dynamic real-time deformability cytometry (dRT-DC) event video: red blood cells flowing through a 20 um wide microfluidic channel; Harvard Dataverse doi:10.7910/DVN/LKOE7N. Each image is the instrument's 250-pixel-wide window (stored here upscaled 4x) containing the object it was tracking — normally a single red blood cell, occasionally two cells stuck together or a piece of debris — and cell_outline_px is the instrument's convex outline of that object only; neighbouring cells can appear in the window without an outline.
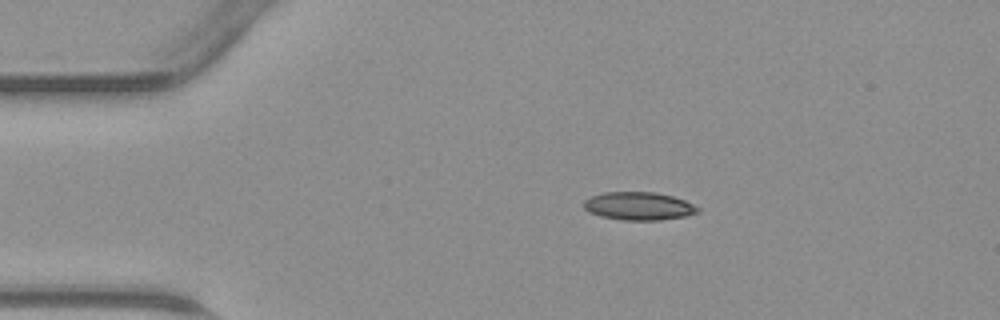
{"species": "common noctule bat (a hibernating species)", "species_latin": "Nyctalus noctula", "temperature_condition": "warm", "stored_images_in_passage": 38, "camera_frame_rate_fps": 3000, "um_per_image_px": 0.085, "animal": {"sex": "male", "body_mass_g": 23.1, "forearm_length_mm": 52.7}, "frame": {"image": 1, "passage_image": 1, "time_ms": 0.0, "image_size_px": [1000, 320], "cell_outline_px": [[700, 212], [684, 216], [660, 220], [620, 220], [600, 216], [588, 212], [584, 208], [584, 200], [592, 196], [604, 192], [656, 192], [672, 196], [684, 200], [700, 208]], "centroid_in_image_um": [54.28, 17.52], "position_along_channel_um": 30.7, "area_um2": 18.67}}
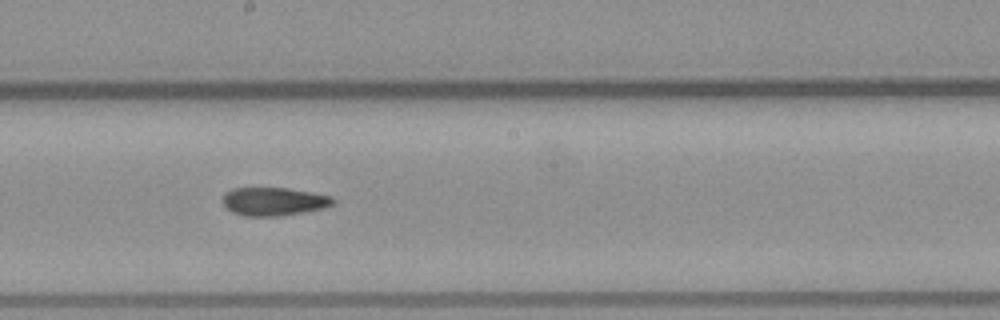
{"frame": {"image": 2, "passage_image": 17, "time_ms": 5.333, "image_size_px": [1000, 320], "cell_outline_px": [[336, 200], [332, 204], [324, 208], [276, 216], [244, 216], [232, 212], [224, 204], [224, 196], [232, 188], [288, 188], [312, 192], [332, 196]], "centroid_in_image_um": [23.3, 17.12], "position_along_channel_um": 224.9, "area_um2": 17.92}}
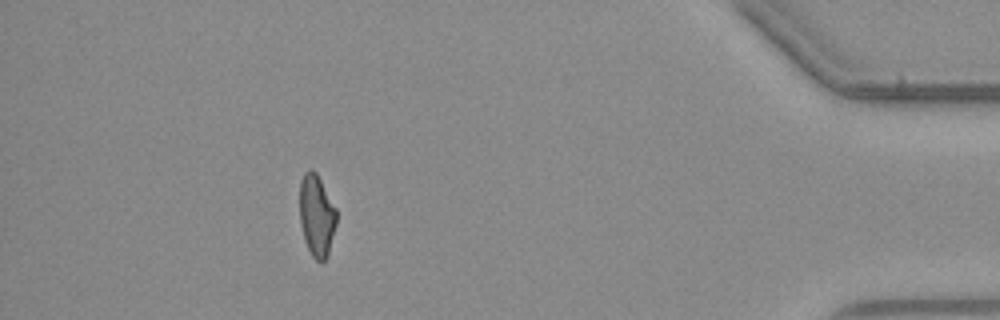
{"frame": {"image": 3, "passage_image": 33, "time_ms": 10.667, "image_size_px": [1000, 320], "cell_outline_px": [[336, 224], [328, 256], [324, 260], [316, 260], [312, 256], [304, 240], [300, 224], [300, 180], [304, 172], [308, 168], [312, 168], [316, 172], [336, 208]], "centroid_in_image_um": [26.9, 18.29], "position_along_channel_um": 408.3, "area_um2": 17.63}}